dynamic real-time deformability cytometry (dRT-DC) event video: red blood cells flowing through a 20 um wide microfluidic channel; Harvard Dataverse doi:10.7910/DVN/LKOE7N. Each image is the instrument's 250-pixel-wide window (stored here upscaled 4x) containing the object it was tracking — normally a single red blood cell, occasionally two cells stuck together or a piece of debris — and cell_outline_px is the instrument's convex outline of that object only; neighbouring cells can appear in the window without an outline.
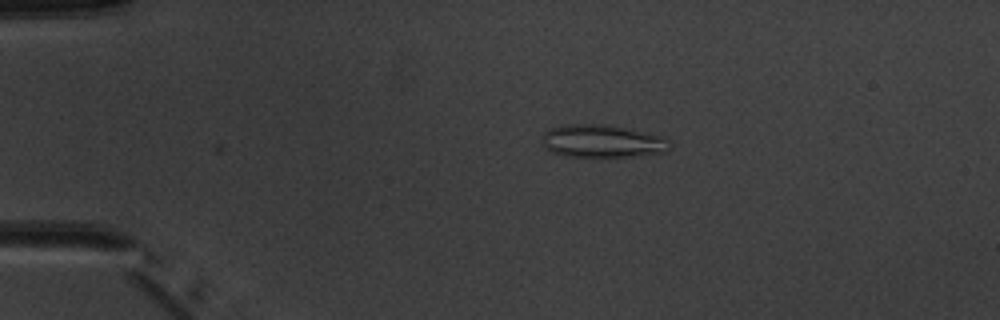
{"species": "common noctule bat (a hibernating species)", "species_latin": "Nyctalus noctula", "temperature_condition": "warm", "stored_images_in_passage": 3, "camera_frame_rate_fps": 3000, "um_per_image_px": 0.085, "animal": {"sex": "male", "body_mass_g": 20.1, "forearm_length_mm": 53.5}, "frame": {"image": 1, "passage_image": 3, "time_ms": 2.333, "image_size_px": [1000, 320], "cell_outline_px": [[672, 148], [668, 152], [632, 156], [564, 156], [552, 152], [544, 148], [540, 144], [544, 132], [552, 128], [568, 124], [604, 124], [664, 136]], "centroid_in_image_um": [51.18, 12.0], "position_along_channel_um": 33.8, "area_um2": 24.39}}